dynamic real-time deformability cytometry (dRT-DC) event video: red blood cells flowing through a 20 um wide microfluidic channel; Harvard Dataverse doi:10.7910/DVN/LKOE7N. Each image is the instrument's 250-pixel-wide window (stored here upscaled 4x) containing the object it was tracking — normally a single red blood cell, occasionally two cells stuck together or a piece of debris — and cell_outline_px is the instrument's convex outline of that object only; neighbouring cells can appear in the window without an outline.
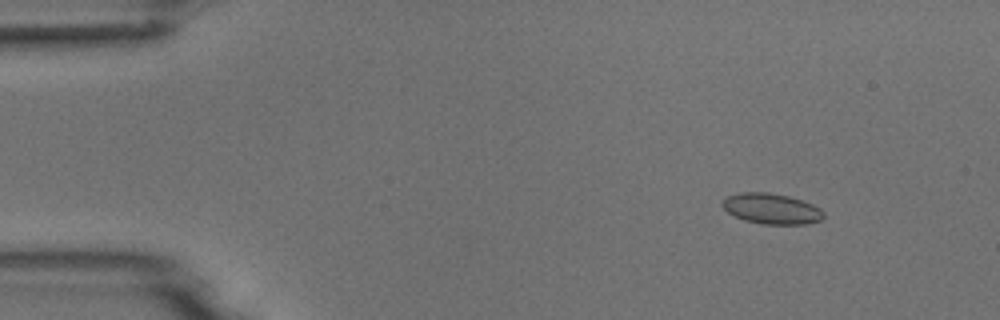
{"species": "common noctule bat (a hibernating species)", "species_latin": "Nyctalus noctula", "temperature_condition": "room temperature", "stored_images_in_passage": 7, "camera_frame_rate_fps": 3000, "um_per_image_px": 0.085, "animal": {"sex": "male", "body_mass_g": 18.8}, "frame": {"image": 1, "passage_image": 3, "time_ms": 2.0, "image_size_px": [1000, 320], "cell_outline_px": [[824, 216], [820, 220], [808, 224], [764, 224], [744, 220], [728, 212], [720, 204], [728, 196], [740, 192], [768, 192], [788, 196], [812, 204], [820, 208], [824, 212]], "centroid_in_image_um": [65.58, 17.74], "position_along_channel_um": 19.4, "area_um2": 17.92}}
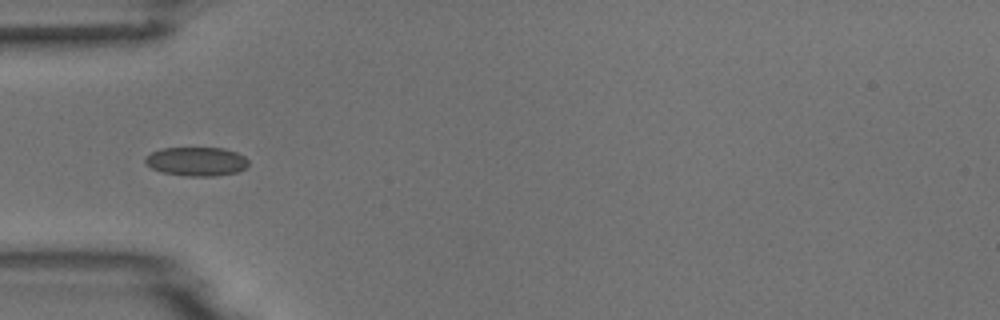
{"frame": {"image": 2, "passage_image": 6, "time_ms": 5.667, "image_size_px": [1000, 320], "cell_outline_px": [[248, 168], [236, 172], [216, 176], [184, 176], [160, 172], [144, 164], [144, 156], [160, 148], [224, 148], [236, 152], [244, 156], [248, 160]], "centroid_in_image_um": [16.68, 13.73], "position_along_channel_um": 68.3, "area_um2": 17.69}}